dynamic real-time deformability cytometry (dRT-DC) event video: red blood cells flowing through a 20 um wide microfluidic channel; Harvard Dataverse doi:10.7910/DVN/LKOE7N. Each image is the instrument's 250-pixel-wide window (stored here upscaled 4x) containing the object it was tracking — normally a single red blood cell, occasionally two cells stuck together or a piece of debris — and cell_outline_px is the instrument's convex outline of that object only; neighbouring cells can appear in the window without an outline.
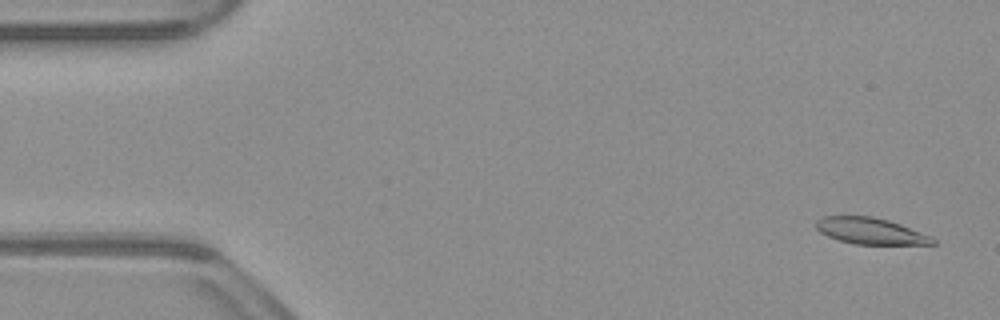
{"species": "common noctule bat (a hibernating species)", "species_latin": "Nyctalus noctula", "temperature_condition": "warm", "stored_images_in_passage": 52, "camera_frame_rate_fps": 3000, "um_per_image_px": 0.085, "animal": {"sex": "male", "body_mass_g": 23.1, "forearm_length_mm": 52.7}, "frame": {"image": 1, "passage_image": 2, "time_ms": 0.333, "image_size_px": [1000, 320], "cell_outline_px": [[936, 244], [856, 244], [840, 240], [828, 236], [820, 232], [816, 228], [816, 220], [824, 216], [872, 216], [888, 220], [900, 224], [932, 236], [936, 240]], "centroid_in_image_um": [74.0, 19.63], "position_along_channel_um": 11.0, "area_um2": 17.8}}
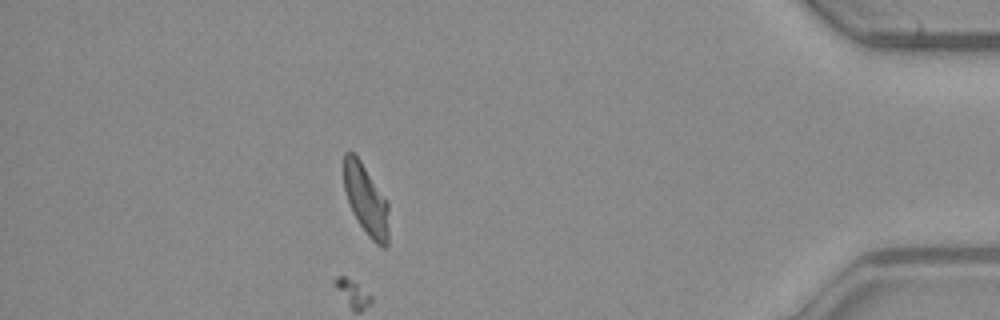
{"frame": {"image": 2, "passage_image": 46, "time_ms": 15.0, "image_size_px": [1000, 320], "cell_outline_px": [[388, 244], [384, 248], [376, 244], [368, 236], [352, 212], [344, 188], [344, 152], [352, 152], [360, 160], [388, 200]], "centroid_in_image_um": [31.13, 17.0], "position_along_channel_um": 404.1, "area_um2": 18.44}}